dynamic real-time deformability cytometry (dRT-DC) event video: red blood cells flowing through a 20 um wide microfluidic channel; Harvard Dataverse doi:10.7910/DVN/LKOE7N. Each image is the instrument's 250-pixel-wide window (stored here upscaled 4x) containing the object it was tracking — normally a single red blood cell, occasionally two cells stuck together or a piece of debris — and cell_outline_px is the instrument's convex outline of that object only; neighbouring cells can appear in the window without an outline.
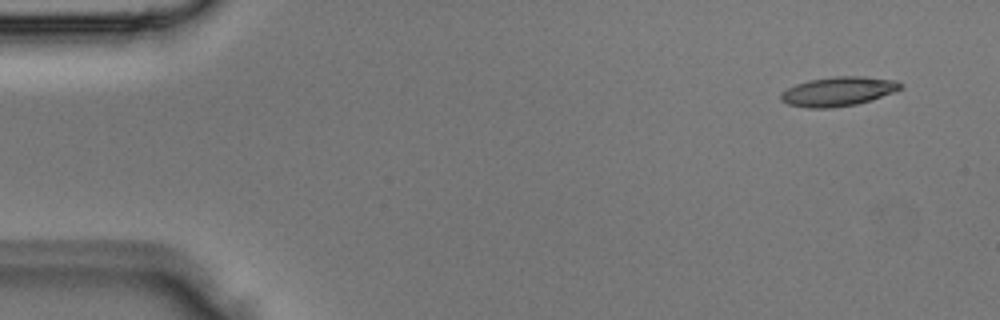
{"species": "Egyptian fruit bat (a non-hibernating species)", "species_latin": "Rousettus aegyptiacus", "temperature_condition": "room temperature", "stored_images_in_passage": 3, "segment_of_instrument_passage": [2, 2], "camera_frame_rate_fps": 3000, "um_per_image_px": 0.085, "animal": {"sex": "male"}, "frame": {"image": 1, "passage_image": 3, "time_ms": 0.667, "image_size_px": [1000, 320], "cell_outline_px": [[904, 88], [872, 100], [856, 104], [832, 108], [808, 108], [788, 104], [780, 100], [780, 92], [796, 84], [808, 80], [836, 76], [864, 76], [896, 80], [904, 84]], "centroid_in_image_um": [71.27, 7.77], "position_along_channel_um": 13.7, "area_um2": 20.63}}